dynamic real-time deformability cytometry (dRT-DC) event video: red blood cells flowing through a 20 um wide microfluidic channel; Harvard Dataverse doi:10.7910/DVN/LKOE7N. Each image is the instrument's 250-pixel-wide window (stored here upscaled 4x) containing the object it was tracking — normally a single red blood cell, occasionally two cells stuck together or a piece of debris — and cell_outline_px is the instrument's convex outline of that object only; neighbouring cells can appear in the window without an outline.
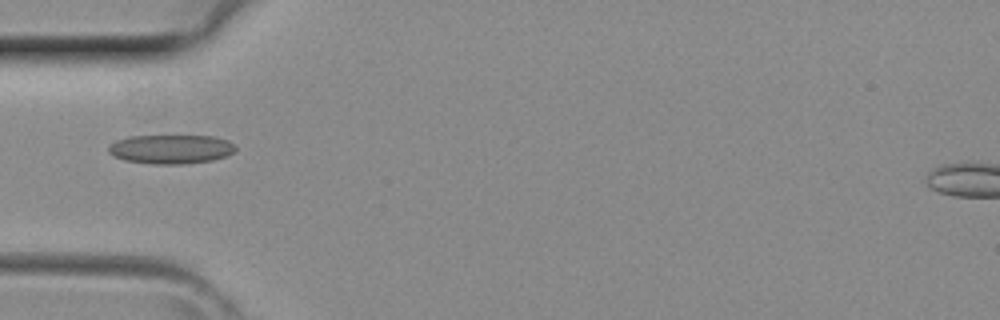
{"species": "common noctule bat (a hibernating species)", "species_latin": "Nyctalus noctula", "temperature_condition": "room temperature", "stored_images_in_passage": 3, "camera_frame_rate_fps": 3000, "um_per_image_px": 0.085, "animal": {"sex": "female", "body_mass_g": 29.2, "forearm_length_mm": 56.3}, "frame": {"image": 1, "passage_image": 3, "time_ms": 0.667, "image_size_px": [1000, 320], "cell_outline_px": [[236, 152], [228, 156], [212, 160], [184, 164], [152, 164], [124, 160], [112, 156], [108, 152], [108, 144], [116, 140], [128, 136], [212, 136], [228, 140], [236, 148]], "centroid_in_image_um": [14.51, 12.68], "position_along_channel_um": 70.5, "area_um2": 21.79}}